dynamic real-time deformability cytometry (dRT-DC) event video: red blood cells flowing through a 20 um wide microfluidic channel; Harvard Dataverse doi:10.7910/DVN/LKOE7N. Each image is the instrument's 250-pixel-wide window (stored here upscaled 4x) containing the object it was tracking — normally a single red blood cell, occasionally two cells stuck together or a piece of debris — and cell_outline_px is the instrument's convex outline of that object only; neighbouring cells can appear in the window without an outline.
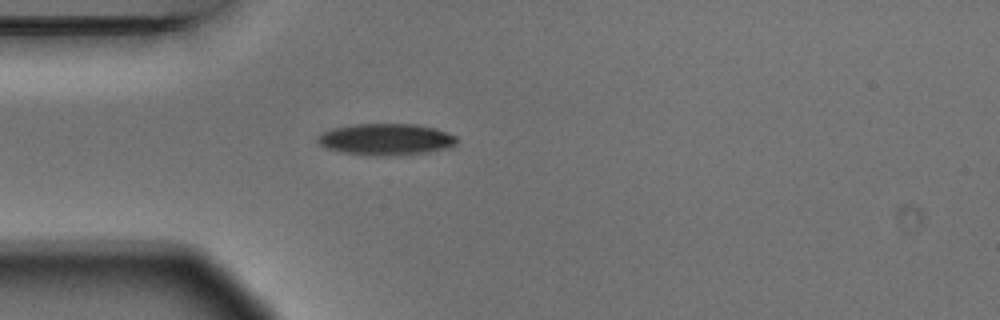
{"species": "Egyptian fruit bat (a non-hibernating species)", "species_latin": "Rousettus aegyptiacus", "temperature_condition": "warm", "stored_images_in_passage": 1, "camera_frame_rate_fps": 3000, "um_per_image_px": 0.085, "animal": {"sex": "male"}, "frame": {"image": 1, "passage_image": 1, "time_ms": 0.0, "image_size_px": [1000, 320], "cell_outline_px": [[456, 144], [452, 148], [428, 152], [400, 156], [368, 156], [344, 152], [328, 148], [320, 144], [316, 140], [316, 136], [332, 128], [356, 124], [416, 124], [436, 128], [456, 136]], "centroid_in_image_um": [32.85, 11.86], "position_along_channel_um": 52.2, "area_um2": 25.89}}